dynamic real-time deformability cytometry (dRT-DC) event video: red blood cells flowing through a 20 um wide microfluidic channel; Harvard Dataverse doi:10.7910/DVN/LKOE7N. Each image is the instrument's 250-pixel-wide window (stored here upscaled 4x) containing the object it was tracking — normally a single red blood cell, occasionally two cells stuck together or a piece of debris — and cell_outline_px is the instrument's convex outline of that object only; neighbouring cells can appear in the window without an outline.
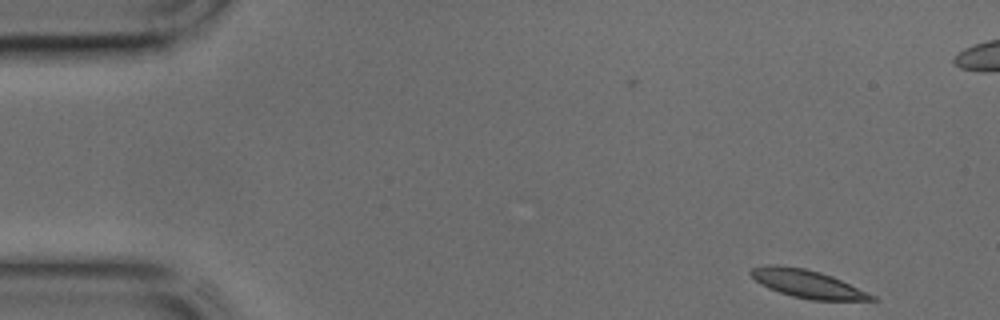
{"species": "common noctule bat (a hibernating species)", "species_latin": "Nyctalus noctula", "temperature_condition": "cold", "stored_images_in_passage": 2, "camera_frame_rate_fps": 3000, "um_per_image_px": 0.085, "animal": {"sex": "male", "body_mass_g": 17.9, "forearm_length_mm": 54.2}, "frame": {"image": 1, "passage_image": 2, "time_ms": 0.333, "image_size_px": [1000, 320], "cell_outline_px": [[876, 300], [812, 300], [792, 296], [768, 288], [760, 284], [748, 272], [752, 268], [764, 264], [776, 264], [804, 268], [820, 272], [832, 276], [876, 296]], "centroid_in_image_um": [68.58, 24.11], "position_along_channel_um": 16.4, "area_um2": 19.59}}